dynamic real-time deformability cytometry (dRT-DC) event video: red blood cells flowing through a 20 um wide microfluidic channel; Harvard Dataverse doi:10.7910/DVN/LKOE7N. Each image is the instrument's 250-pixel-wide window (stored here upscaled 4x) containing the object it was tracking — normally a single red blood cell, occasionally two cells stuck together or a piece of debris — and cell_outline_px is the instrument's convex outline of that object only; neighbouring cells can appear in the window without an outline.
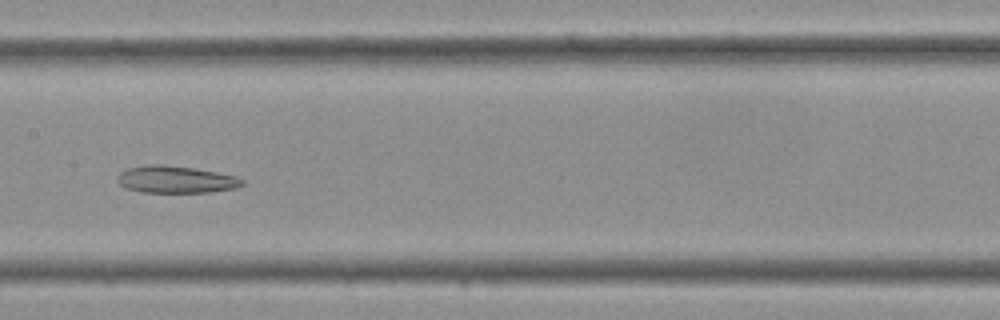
{"species": "Egyptian fruit bat (a non-hibernating species)", "species_latin": "Rousettus aegyptiacus", "temperature_condition": "cold", "stored_images_in_passage": 38, "camera_frame_rate_fps": 3000, "um_per_image_px": 0.085, "frame": {"image": 1, "passage_image": 19, "time_ms": 6.0, "image_size_px": [1000, 320], "cell_outline_px": [[244, 184], [236, 188], [208, 192], [140, 192], [124, 188], [116, 180], [116, 176], [120, 172], [128, 168], [148, 164], [164, 164], [192, 168], [216, 172], [236, 176], [244, 180]], "centroid_in_image_um": [14.9, 15.25], "position_along_channel_um": 192.5, "area_um2": 19.83}}
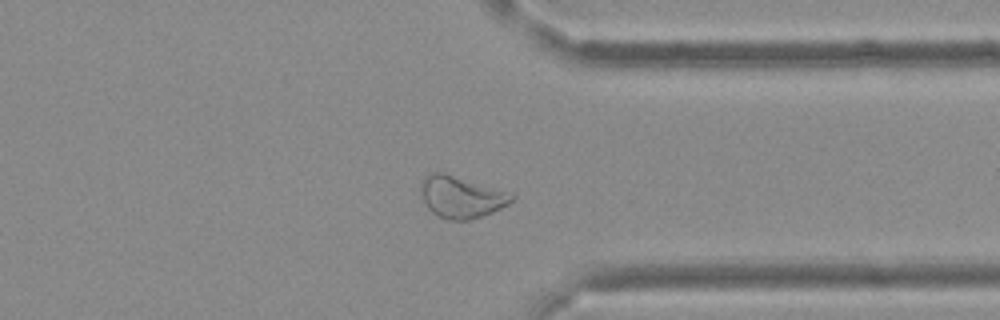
{"frame": {"image": 2, "passage_image": 29, "time_ms": 9.333, "image_size_px": [1000, 320], "cell_outline_px": [[516, 196], [508, 204], [492, 212], [468, 220], [448, 220], [436, 216], [428, 208], [420, 192], [420, 184], [432, 172], [444, 172], [512, 192]], "centroid_in_image_um": [39.22, 16.74], "position_along_channel_um": 372.2, "area_um2": 22.2}}
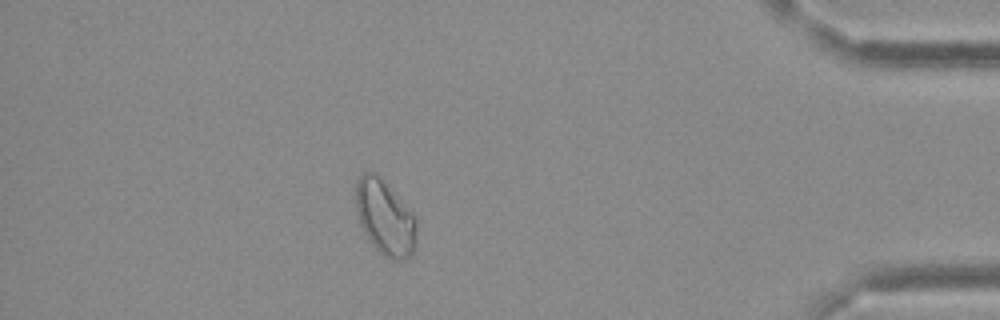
{"frame": {"image": 3, "passage_image": 33, "time_ms": 10.667, "image_size_px": [1000, 320], "cell_outline_px": [[416, 244], [412, 256], [404, 260], [392, 260], [384, 256], [372, 244], [364, 232], [360, 224], [356, 212], [356, 180], [364, 172], [372, 172], [412, 212], [416, 220]], "centroid_in_image_um": [32.73, 18.57], "position_along_channel_um": 402.5, "area_um2": 26.07}}